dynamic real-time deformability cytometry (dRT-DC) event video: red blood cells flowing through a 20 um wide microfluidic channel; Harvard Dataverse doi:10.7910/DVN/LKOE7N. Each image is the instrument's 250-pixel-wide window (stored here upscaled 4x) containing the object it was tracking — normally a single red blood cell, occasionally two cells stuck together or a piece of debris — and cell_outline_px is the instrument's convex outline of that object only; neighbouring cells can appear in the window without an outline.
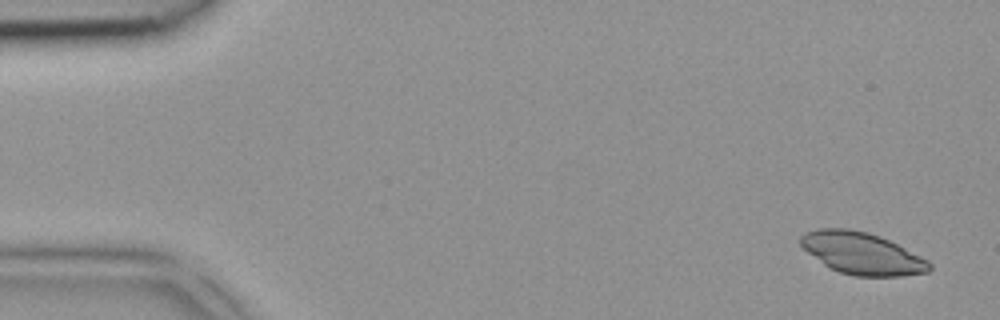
{"species": "common noctule bat (a hibernating species)", "species_latin": "Nyctalus noctula", "temperature_condition": "room temperature", "stored_images_in_passage": 4, "segment_of_instrument_passage": [2, 2], "camera_frame_rate_fps": 3000, "um_per_image_px": 0.085, "animal": {"sex": "female", "body_mass_g": 18.4}, "frame": {"image": 1, "passage_image": 4, "time_ms": 1.0, "image_size_px": [1000, 320], "cell_outline_px": [[932, 268], [928, 272], [900, 276], [856, 276], [840, 272], [828, 268], [808, 252], [800, 244], [800, 236], [804, 232], [820, 228], [848, 228], [868, 232], [880, 236], [928, 260], [932, 264]], "centroid_in_image_um": [73.25, 21.53], "position_along_channel_um": 11.8, "area_um2": 31.39}}